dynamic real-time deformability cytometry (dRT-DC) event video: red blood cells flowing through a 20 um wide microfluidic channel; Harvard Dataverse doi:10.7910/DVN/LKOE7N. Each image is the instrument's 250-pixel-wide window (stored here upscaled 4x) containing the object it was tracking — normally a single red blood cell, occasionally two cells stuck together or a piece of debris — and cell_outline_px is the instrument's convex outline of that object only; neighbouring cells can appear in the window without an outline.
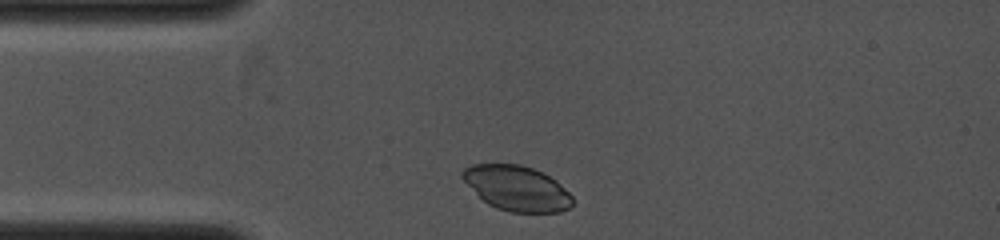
{"species": "common noctule bat (a hibernating species)", "species_latin": "Nyctalus noctula", "temperature_condition": "cold", "stored_images_in_passage": 17, "camera_frame_rate_fps": 4000, "um_per_image_px": 0.085, "animal": {"sex": "female", "body_mass_g": 19.0, "forearm_length_mm": 53.3}, "frame": {"image": 1, "passage_image": 2, "time_ms": 0.25, "image_size_px": [1000, 240], "cell_outline_px": [[572, 204], [568, 208], [560, 212], [512, 212], [496, 208], [488, 204], [460, 176], [460, 172], [464, 168], [472, 164], [520, 164], [544, 172], [556, 180], [572, 196]], "centroid_in_image_um": [43.94, 15.98], "position_along_channel_um": 41.1, "area_um2": 28.73}}